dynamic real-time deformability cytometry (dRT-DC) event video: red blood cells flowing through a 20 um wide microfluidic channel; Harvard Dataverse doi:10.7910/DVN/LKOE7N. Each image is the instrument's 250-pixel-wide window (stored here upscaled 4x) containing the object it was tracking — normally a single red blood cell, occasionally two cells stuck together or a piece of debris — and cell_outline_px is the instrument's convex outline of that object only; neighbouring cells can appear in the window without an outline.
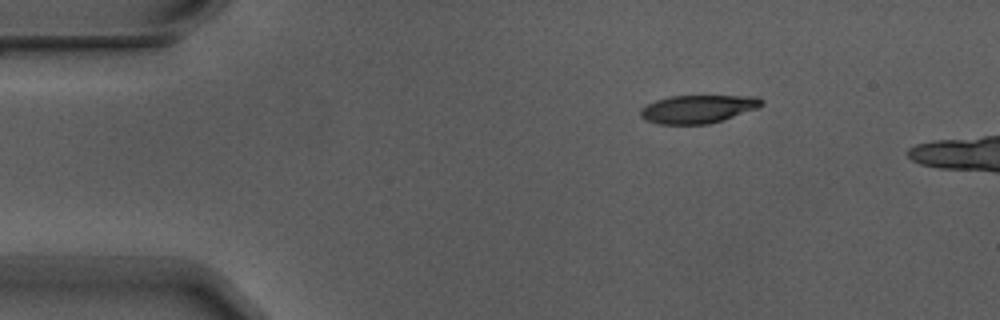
{"species": "Egyptian fruit bat (a non-hibernating species)", "species_latin": "Rousettus aegyptiacus", "temperature_condition": "warm", "stored_images_in_passage": 4, "camera_frame_rate_fps": 3000, "um_per_image_px": 0.085, "animal": {"sex": "male"}, "frame": {"image": 1, "passage_image": 1, "time_ms": 0.0, "image_size_px": [1000, 320], "cell_outline_px": [[764, 104], [756, 108], [708, 124], [660, 124], [644, 120], [640, 116], [640, 108], [656, 100], [668, 96], [756, 96], [764, 100]], "centroid_in_image_um": [59.27, 9.26], "position_along_channel_um": 25.7, "area_um2": 19.65}}